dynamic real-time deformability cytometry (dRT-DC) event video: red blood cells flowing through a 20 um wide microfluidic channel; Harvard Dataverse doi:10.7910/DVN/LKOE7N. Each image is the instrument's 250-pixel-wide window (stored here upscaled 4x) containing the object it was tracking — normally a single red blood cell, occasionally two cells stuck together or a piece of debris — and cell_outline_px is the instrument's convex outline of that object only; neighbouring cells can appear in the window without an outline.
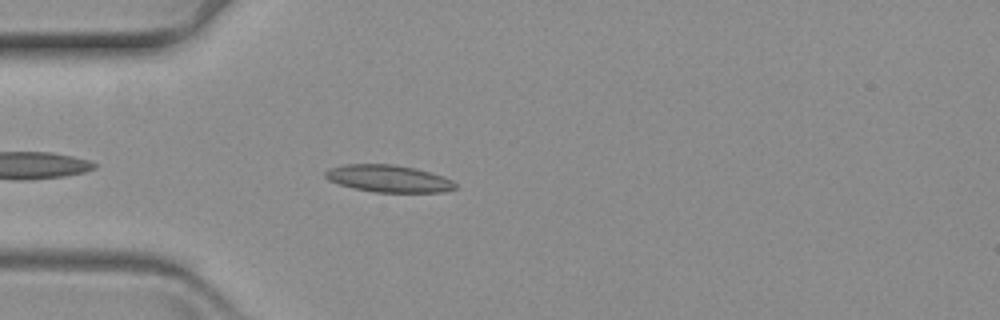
{"species": "common noctule bat (a hibernating species)", "species_latin": "Nyctalus noctula", "temperature_condition": "warm", "stored_images_in_passage": 46, "camera_frame_rate_fps": 3000, "um_per_image_px": 0.085, "animal": {"sex": "female", "body_mass_g": 19.3, "forearm_length_mm": 54.1}, "frame": {"image": 1, "passage_image": 5, "time_ms": 1.333, "image_size_px": [1000, 320], "cell_outline_px": [[456, 188], [444, 192], [376, 192], [352, 188], [328, 180], [324, 176], [324, 172], [328, 168], [344, 164], [392, 164], [412, 168], [444, 176], [452, 180], [456, 184]], "centroid_in_image_um": [32.99, 15.18], "position_along_channel_um": 52.0, "area_um2": 20.52}}
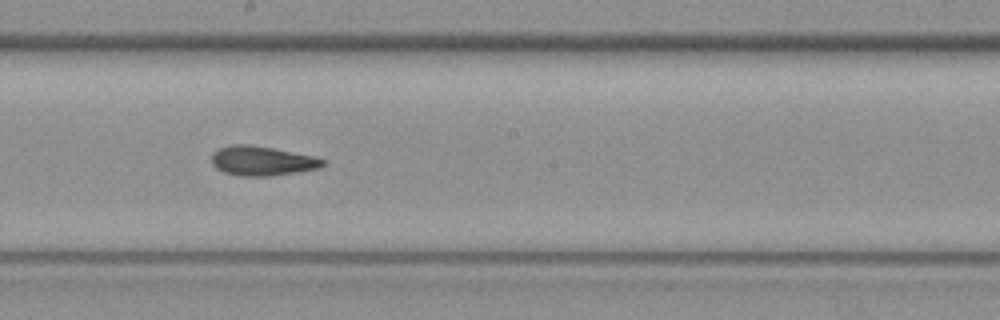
{"frame": {"image": 2, "passage_image": 21, "time_ms": 6.667, "image_size_px": [1000, 320], "cell_outline_px": [[324, 164], [320, 168], [272, 176], [240, 176], [224, 172], [216, 168], [212, 164], [212, 152], [220, 148], [232, 144], [248, 144], [272, 148], [316, 156], [324, 160]], "centroid_in_image_um": [22.27, 13.67], "position_along_channel_um": 225.9, "area_um2": 19.13}}
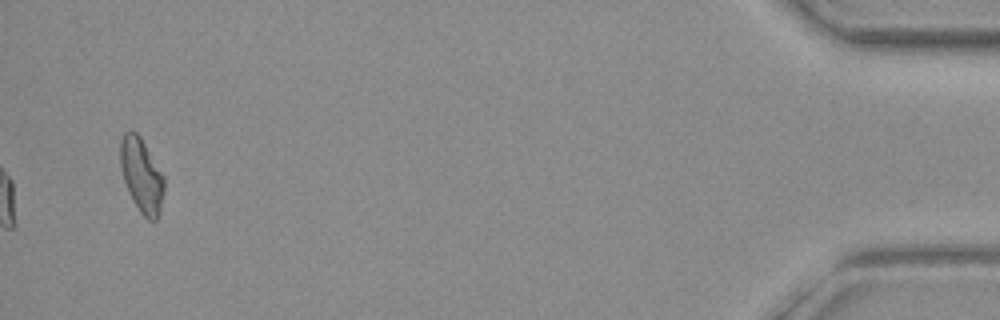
{"frame": {"image": 3, "passage_image": 46, "time_ms": 15.0, "image_size_px": [1000, 320], "cell_outline_px": [[164, 192], [160, 212], [156, 220], [148, 220], [140, 212], [128, 192], [120, 168], [120, 140], [124, 132], [136, 132], [140, 136], [164, 176]], "centroid_in_image_um": [12.03, 14.91], "position_along_channel_um": 423.2, "area_um2": 18.9}}